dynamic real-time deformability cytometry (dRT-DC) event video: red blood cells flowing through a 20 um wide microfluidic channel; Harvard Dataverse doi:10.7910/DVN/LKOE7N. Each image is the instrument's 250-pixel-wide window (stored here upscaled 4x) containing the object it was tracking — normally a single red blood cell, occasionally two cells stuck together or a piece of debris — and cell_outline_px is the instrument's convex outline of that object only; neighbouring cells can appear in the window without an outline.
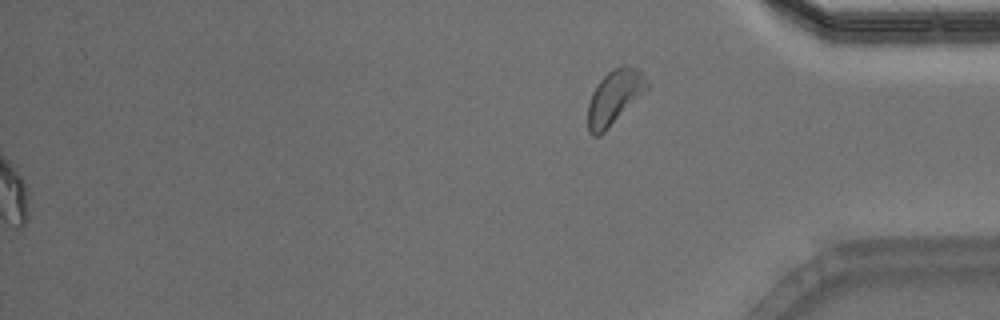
{"species": "Egyptian fruit bat (a non-hibernating species)", "species_latin": "Rousettus aegyptiacus", "temperature_condition": "warm", "stored_images_in_passage": 51, "segment_of_instrument_passage": [2, 2], "camera_frame_rate_fps": 3000, "um_per_image_px": 0.085, "animal": {"sex": "male"}, "frame": {"image": 1, "passage_image": 51, "time_ms": 16.667, "image_size_px": [1000, 320], "cell_outline_px": [[648, 88], [600, 136], [592, 136], [588, 132], [588, 104], [592, 92], [600, 80], [612, 68], [620, 64], [628, 64], [636, 68], [648, 80]], "centroid_in_image_um": [52.21, 8.24], "position_along_channel_um": 383.0, "area_um2": 18.61}}